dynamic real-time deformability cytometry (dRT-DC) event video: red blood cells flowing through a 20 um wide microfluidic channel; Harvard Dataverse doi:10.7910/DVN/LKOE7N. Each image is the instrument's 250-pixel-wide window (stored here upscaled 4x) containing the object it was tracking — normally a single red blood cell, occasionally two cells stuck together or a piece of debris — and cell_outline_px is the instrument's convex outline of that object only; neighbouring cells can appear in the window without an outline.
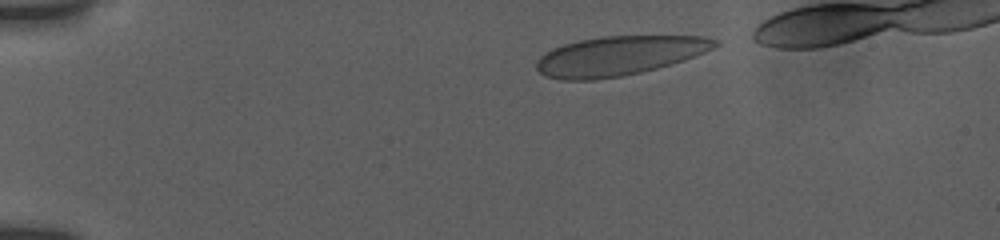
{"species": "human", "species_latin": "Homo sapiens", "temperature_condition": "room temperature", "stored_images_in_passage": 21, "camera_frame_rate_fps": 3000, "um_per_image_px": 0.085, "donor": {"sex": "female"}, "frame": {"image": 1, "passage_image": 1, "time_ms": 0.0, "image_size_px": [1000, 240], "cell_outline_px": [[720, 44], [704, 52], [684, 60], [656, 68], [640, 72], [620, 76], [592, 80], [560, 80], [544, 76], [536, 68], [536, 60], [540, 56], [552, 48], [564, 44], [580, 40], [600, 36], [704, 36], [720, 40]], "centroid_in_image_um": [52.59, 4.74], "position_along_channel_um": 32.4, "area_um2": 40.86}}
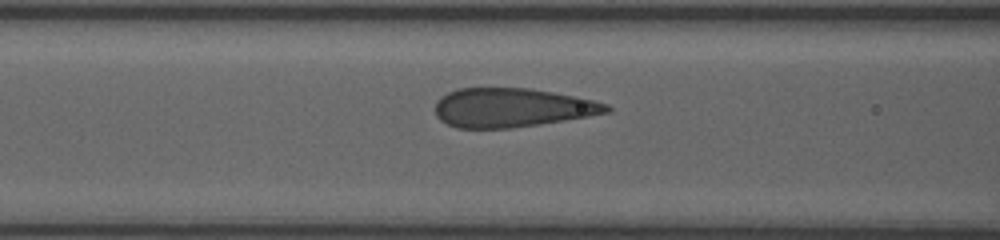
{"frame": {"image": 2, "passage_image": 14, "time_ms": 4.333, "image_size_px": [1000, 240], "cell_outline_px": [[612, 108], [608, 112], [588, 116], [512, 128], [456, 128], [440, 120], [436, 116], [436, 100], [440, 96], [456, 88], [528, 88], [576, 96], [608, 104]], "centroid_in_image_um": [43.47, 9.14], "position_along_channel_um": 123.1, "area_um2": 38.84}}
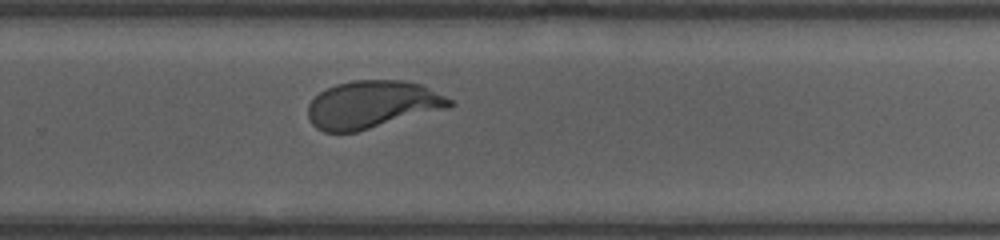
{"frame": {"image": 3, "passage_image": 21, "time_ms": 9.0, "image_size_px": [1000, 240], "cell_outline_px": [[456, 104], [448, 108], [356, 132], [324, 132], [316, 128], [308, 120], [308, 104], [320, 92], [336, 84], [352, 80], [400, 80], [420, 84], [452, 100]], "centroid_in_image_um": [31.61, 8.89], "position_along_channel_um": 298.2, "area_um2": 39.13}}